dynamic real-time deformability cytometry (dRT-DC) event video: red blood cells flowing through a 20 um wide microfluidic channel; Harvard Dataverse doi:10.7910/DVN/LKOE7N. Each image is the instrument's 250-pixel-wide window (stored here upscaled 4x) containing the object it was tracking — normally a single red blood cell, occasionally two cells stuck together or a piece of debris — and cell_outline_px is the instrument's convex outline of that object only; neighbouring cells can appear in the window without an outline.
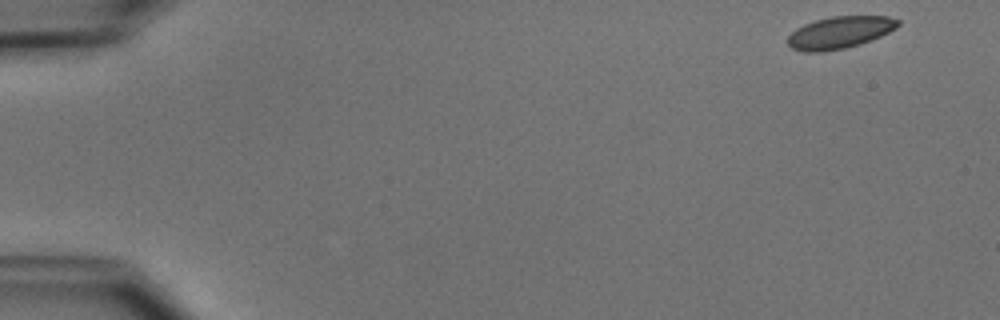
{"species": "common noctule bat (a hibernating species)", "species_latin": "Nyctalus noctula", "temperature_condition": "cold", "stored_images_in_passage": 50, "camera_frame_rate_fps": 3000, "um_per_image_px": 0.085, "animal": {"sex": "male", "body_mass_g": 15.6}, "frame": {"image": 1, "passage_image": 1, "time_ms": 0.0, "image_size_px": [1000, 320], "cell_outline_px": [[900, 24], [896, 28], [872, 40], [860, 44], [844, 48], [824, 52], [804, 52], [792, 48], [788, 44], [788, 36], [796, 28], [804, 24], [816, 20], [832, 16], [888, 16], [900, 20]], "centroid_in_image_um": [71.38, 2.76], "position_along_channel_um": 13.6, "area_um2": 20.63}}
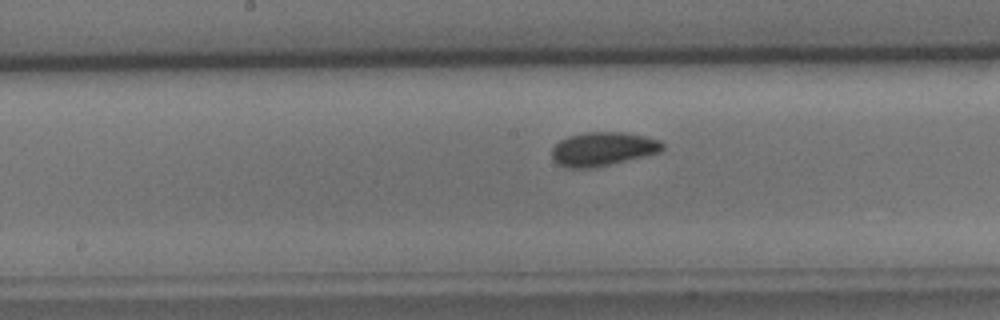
{"frame": {"image": 2, "passage_image": 25, "time_ms": 8.0, "image_size_px": [1000, 320], "cell_outline_px": [[664, 148], [660, 152], [596, 168], [568, 168], [560, 164], [552, 156], [552, 148], [560, 140], [568, 136], [584, 132], [624, 132], [644, 136], [660, 140], [664, 144]], "centroid_in_image_um": [51.26, 12.66], "position_along_channel_um": 196.9, "area_um2": 21.79}}
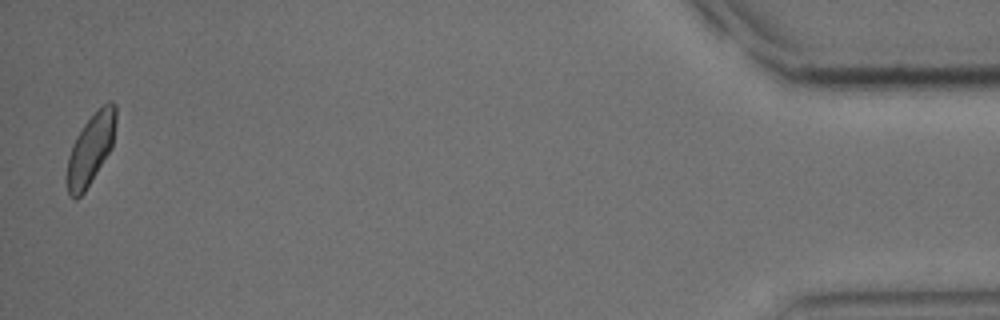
{"frame": {"image": 3, "passage_image": 49, "time_ms": 16.0, "image_size_px": [1000, 320], "cell_outline_px": [[116, 120], [112, 148], [84, 192], [76, 200], [68, 196], [68, 156], [72, 144], [76, 136], [84, 124], [108, 100], [112, 100], [116, 104]], "centroid_in_image_um": [7.73, 12.65], "position_along_channel_um": 427.5, "area_um2": 19.88}, "authors_computed_cell_mechanics": {"area_um2": 21.2415, "velocity_mm_per_s": 3.9014, "shape_relaxation_time_tau1_ms": 4.0223, "shape_relaxation_time_tau2_ms": 2.2805, "deformation_change_tau1": 0.0776, "deformation_change_tau2": 0.0571}}